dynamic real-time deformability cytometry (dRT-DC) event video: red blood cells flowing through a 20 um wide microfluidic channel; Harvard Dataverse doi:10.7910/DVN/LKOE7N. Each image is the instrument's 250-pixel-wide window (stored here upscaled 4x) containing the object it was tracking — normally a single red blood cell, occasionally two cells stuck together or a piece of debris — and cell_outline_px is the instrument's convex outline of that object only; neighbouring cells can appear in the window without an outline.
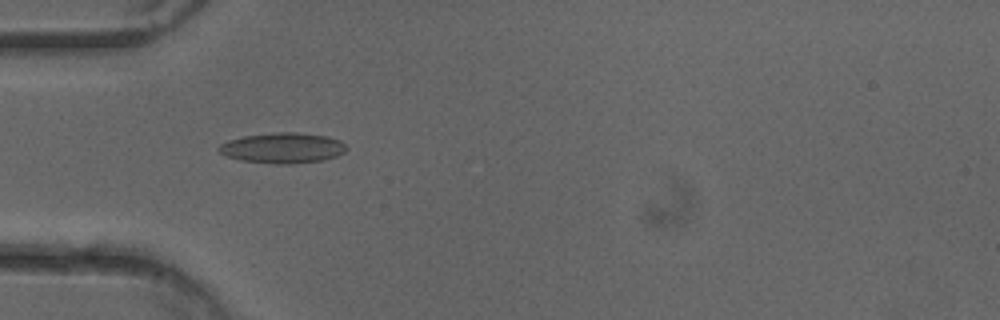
{"species": "common noctule bat (a hibernating species)", "species_latin": "Nyctalus noctula", "temperature_condition": "cold", "stored_images_in_passage": 51, "camera_frame_rate_fps": 3000, "um_per_image_px": 0.085, "animal": {"sex": "female"}, "frame": {"image": 1, "passage_image": 16, "time_ms": 5.0, "image_size_px": [1000, 320], "cell_outline_px": [[348, 148], [344, 152], [336, 156], [324, 160], [292, 164], [276, 164], [240, 160], [228, 156], [220, 152], [216, 148], [220, 144], [228, 140], [244, 136], [272, 132], [296, 132], [328, 136], [340, 140]], "centroid_in_image_um": [24.04, 12.57], "position_along_channel_um": 61.0, "area_um2": 22.77}}
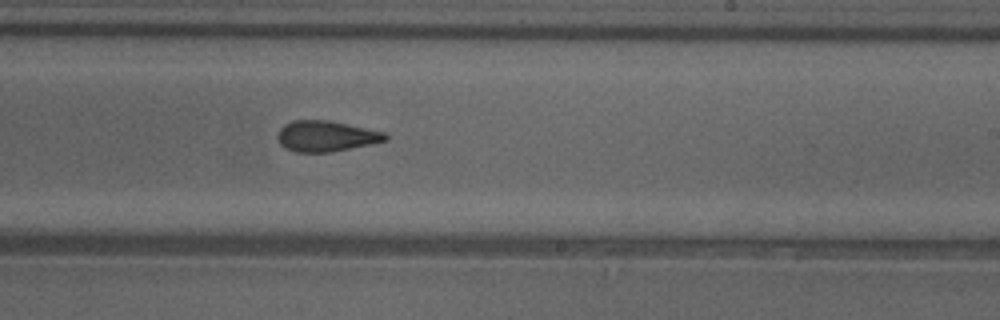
{"frame": {"image": 2, "passage_image": 31, "time_ms": 10.0, "image_size_px": [1000, 320], "cell_outline_px": [[388, 140], [372, 144], [332, 152], [296, 152], [284, 148], [280, 144], [276, 136], [280, 128], [284, 124], [292, 120], [328, 120], [384, 132], [388, 136]], "centroid_in_image_um": [27.69, 11.58], "position_along_channel_um": 261.3, "area_um2": 19.42}}
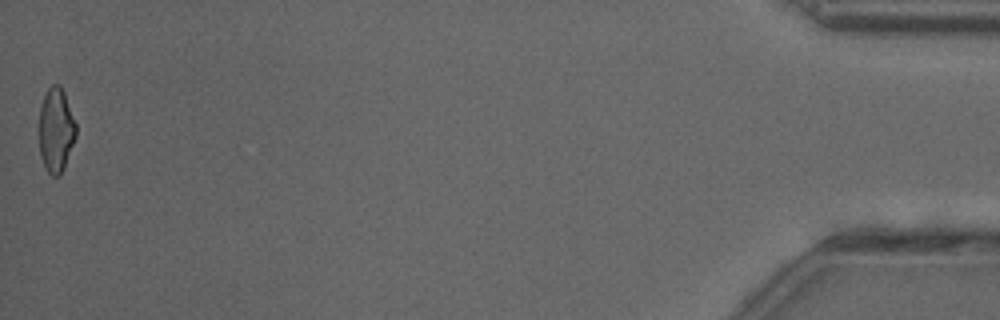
{"frame": {"image": 3, "passage_image": 51, "time_ms": 16.667, "image_size_px": [1000, 320], "cell_outline_px": [[76, 136], [64, 168], [60, 176], [52, 176], [44, 168], [40, 156], [36, 128], [40, 104], [48, 88], [52, 84], [60, 84], [64, 92], [76, 124]], "centroid_in_image_um": [4.7, 11.07], "position_along_channel_um": 430.5, "area_um2": 18.9}, "authors_computed_cell_mechanics": {"area_um2": 19.7676, "velocity_mm_per_s": 4.0445, "shape_relaxation_time_tau1_ms": 5.111, "shape_relaxation_time_tau2_ms": 1.7732, "deformation_change_tau1": 0.1501, "deformation_change_tau2": 0.0948}}